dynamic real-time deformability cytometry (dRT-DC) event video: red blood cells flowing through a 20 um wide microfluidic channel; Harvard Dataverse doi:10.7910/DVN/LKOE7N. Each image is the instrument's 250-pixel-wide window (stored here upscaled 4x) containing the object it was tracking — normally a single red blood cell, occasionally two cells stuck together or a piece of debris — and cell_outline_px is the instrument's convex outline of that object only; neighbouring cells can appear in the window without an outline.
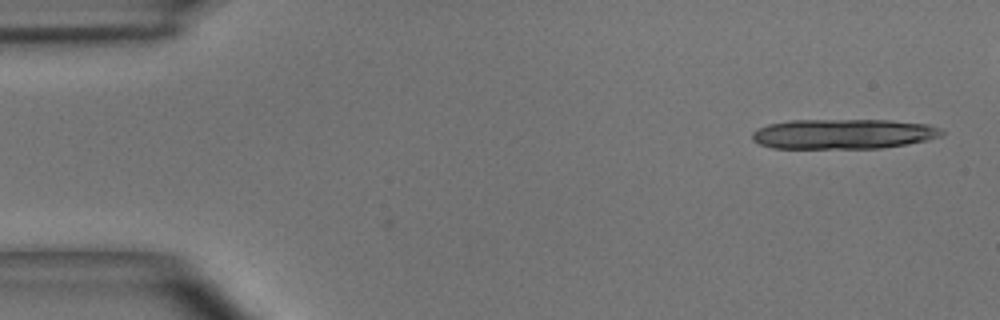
{"species": "common noctule bat (a hibernating species)", "species_latin": "Nyctalus noctula", "temperature_condition": "room temperature", "stored_images_in_passage": 6, "camera_frame_rate_fps": 3000, "um_per_image_px": 0.085, "animal": {"sex": "male", "body_mass_g": 15.6}, "frame": {"image": 1, "passage_image": 1, "time_ms": 0.0, "image_size_px": [1000, 320], "cell_outline_px": [[944, 136], [928, 140], [908, 144], [880, 148], [772, 148], [760, 144], [752, 140], [752, 132], [768, 124], [788, 120], [892, 120], [928, 124], [940, 128], [944, 132]], "centroid_in_image_um": [71.72, 11.38], "position_along_channel_um": 13.3, "area_um2": 33.35}}
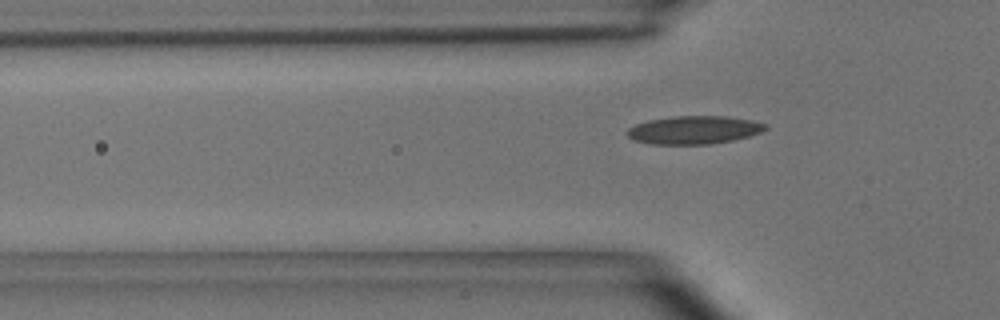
{"frame": {"image": 2, "passage_image": 6, "time_ms": 1.667, "image_size_px": [1000, 320], "cell_outline_px": [[768, 128], [760, 132], [748, 136], [732, 140], [708, 144], [652, 144], [636, 140], [628, 136], [628, 128], [636, 124], [648, 120], [676, 116], [724, 116], [752, 120], [768, 124]], "centroid_in_image_um": [59.02, 11.04], "position_along_channel_um": 66.8, "area_um2": 22.43}}